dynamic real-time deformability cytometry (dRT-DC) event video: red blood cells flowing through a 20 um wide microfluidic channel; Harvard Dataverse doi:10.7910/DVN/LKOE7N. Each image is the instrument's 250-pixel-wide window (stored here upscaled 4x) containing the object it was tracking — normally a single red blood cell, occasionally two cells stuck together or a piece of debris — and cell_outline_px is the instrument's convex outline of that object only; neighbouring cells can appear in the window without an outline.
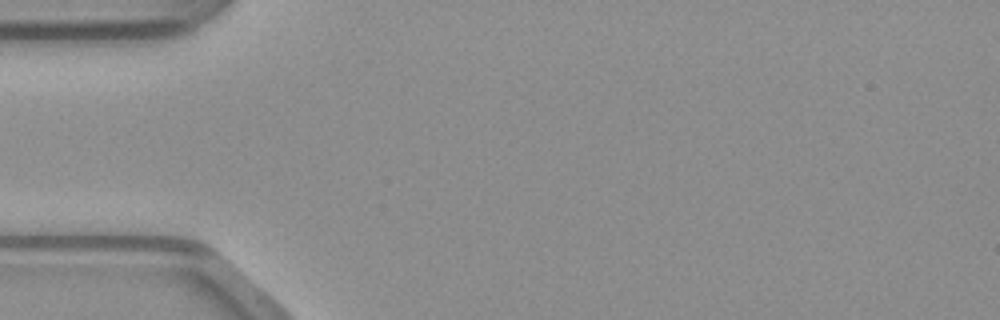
{"species": "common noctule bat (a hibernating species)", "species_latin": "Nyctalus noctula", "temperature_condition": "warm", "stored_images_in_passage": 2, "camera_frame_rate_fps": 3000, "um_per_image_px": 0.085, "animal": {"sex": "male", "body_mass_g": 23.1, "forearm_length_mm": 52.7}, "frame": {"image": 1, "passage_image": 1, "time_ms": 0.0, "image_size_px": [1000, 320], "cell_outline_px": [[224, 288], [220, 288], [56, 264], [176, 264], [200, 268], [208, 272]], "centroid_in_image_um": [13.51, 23.16], "position_along_channel_um": 71.5, "area_um2": 12.37}}